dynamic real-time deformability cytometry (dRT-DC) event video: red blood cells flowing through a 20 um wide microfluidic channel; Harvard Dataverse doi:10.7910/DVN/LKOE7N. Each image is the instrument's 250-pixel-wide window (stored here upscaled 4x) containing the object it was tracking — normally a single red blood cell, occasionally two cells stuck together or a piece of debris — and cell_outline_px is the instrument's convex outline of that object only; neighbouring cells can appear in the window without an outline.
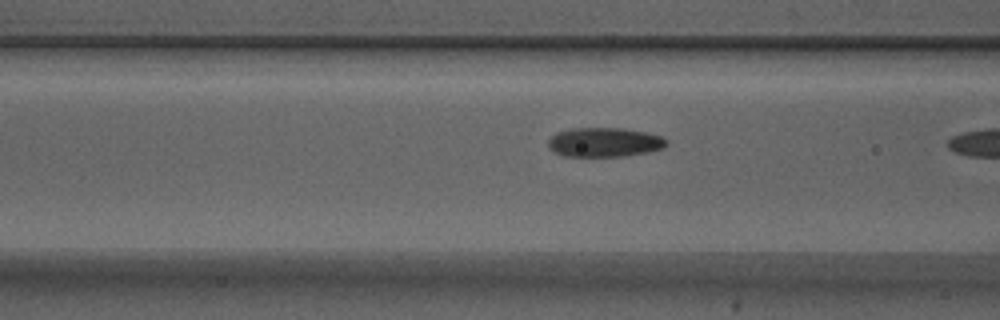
{"species": "Egyptian fruit bat (a non-hibernating species)", "species_latin": "Rousettus aegyptiacus", "temperature_condition": "warm", "stored_images_in_passage": 5, "camera_frame_rate_fps": 3000, "um_per_image_px": 0.085, "animal": {"sex": "male"}, "frame": {"image": 1, "passage_image": 4, "time_ms": 1.0, "image_size_px": [1000, 320], "cell_outline_px": [[668, 144], [664, 148], [648, 152], [624, 156], [564, 156], [556, 152], [548, 144], [548, 140], [556, 132], [572, 128], [624, 128], [644, 132], [660, 136], [668, 140]], "centroid_in_image_um": [51.41, 12.08], "position_along_channel_um": 115.2, "area_um2": 20.11}}